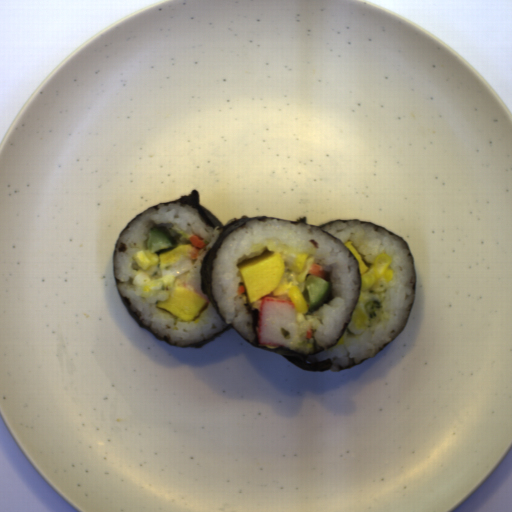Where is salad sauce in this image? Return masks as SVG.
<instances>
[{"instance_id": "salad-sauce-1", "label": "salad sauce", "mask_w": 512, "mask_h": 512, "mask_svg": "<svg viewBox=\"0 0 512 512\" xmlns=\"http://www.w3.org/2000/svg\"><path fill=\"white\" fill-rule=\"evenodd\" d=\"M352 322L354 329L366 328L367 320L363 314L362 308H356L352 318Z\"/></svg>"}]
</instances>
